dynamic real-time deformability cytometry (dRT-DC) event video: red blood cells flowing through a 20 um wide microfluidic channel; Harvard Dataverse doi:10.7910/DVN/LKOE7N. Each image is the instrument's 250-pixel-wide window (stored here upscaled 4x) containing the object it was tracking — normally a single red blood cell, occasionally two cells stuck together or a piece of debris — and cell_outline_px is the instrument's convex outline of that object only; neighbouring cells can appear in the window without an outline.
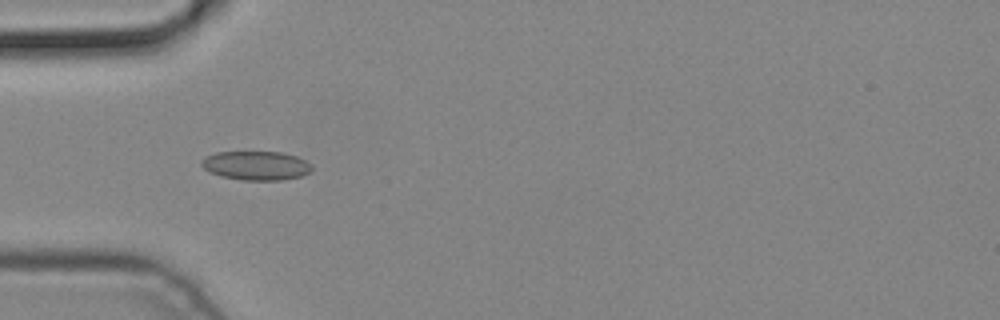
{"species": "common noctule bat (a hibernating species)", "species_latin": "Nyctalus noctula", "temperature_condition": "cold", "stored_images_in_passage": 5, "camera_frame_rate_fps": 3000, "um_per_image_px": 0.085, "animal": {"sex": "male", "body_mass_g": 19.2, "forearm_length_mm": 51.8}, "frame": {"image": 1, "passage_image": 4, "time_ms": 1.0, "image_size_px": [1000, 320], "cell_outline_px": [[312, 168], [308, 172], [300, 176], [280, 180], [244, 180], [220, 176], [208, 172], [200, 164], [200, 160], [204, 156], [216, 152], [284, 152], [296, 156], [304, 160]], "centroid_in_image_um": [21.69, 14.06], "position_along_channel_um": 63.3, "area_um2": 18.61}}
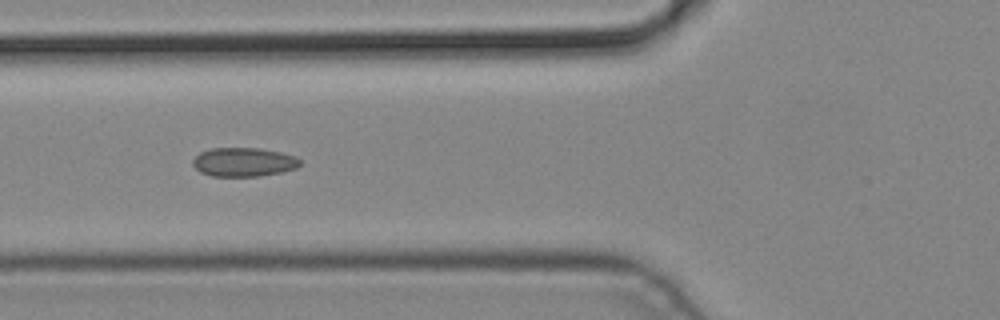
{"frame": {"image": 2, "passage_image": 5, "time_ms": 1.333, "image_size_px": [1000, 320], "cell_outline_px": [[300, 164], [296, 168], [284, 172], [260, 176], [212, 176], [200, 172], [192, 164], [192, 160], [200, 152], [212, 148], [260, 148], [280, 152], [296, 156], [300, 160]], "centroid_in_image_um": [20.72, 13.78], "position_along_channel_um": 105.1, "area_um2": 18.15}}